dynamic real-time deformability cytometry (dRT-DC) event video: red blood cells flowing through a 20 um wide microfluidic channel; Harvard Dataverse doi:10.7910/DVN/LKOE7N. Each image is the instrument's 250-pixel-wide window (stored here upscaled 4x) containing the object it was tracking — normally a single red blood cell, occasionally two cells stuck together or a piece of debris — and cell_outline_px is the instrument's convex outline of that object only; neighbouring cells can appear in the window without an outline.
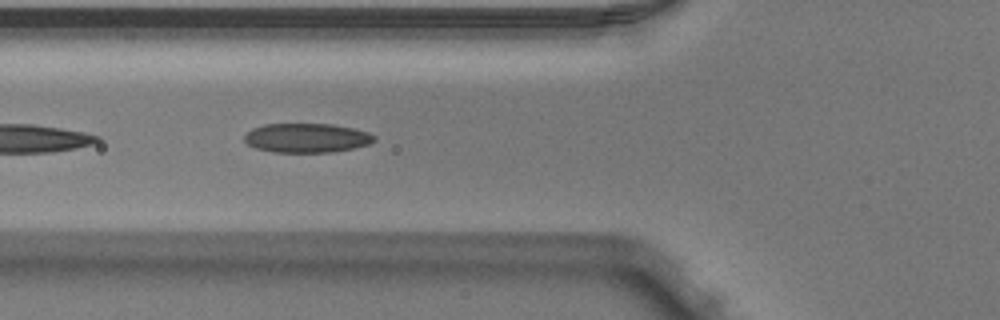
{"species": "Egyptian fruit bat (a non-hibernating species)", "species_latin": "Rousettus aegyptiacus", "temperature_condition": "warm", "stored_images_in_passage": 31, "camera_frame_rate_fps": 3000, "um_per_image_px": 0.085, "animal": {"sex": "male"}, "frame": {"image": 1, "passage_image": 18, "time_ms": 5.667, "image_size_px": [1000, 320], "cell_outline_px": [[376, 140], [368, 144], [352, 148], [332, 152], [272, 152], [256, 148], [248, 144], [244, 140], [244, 136], [252, 128], [264, 124], [332, 124], [352, 128], [368, 132], [376, 136]], "centroid_in_image_um": [26.06, 11.72], "position_along_channel_um": 99.7, "area_um2": 22.08}}